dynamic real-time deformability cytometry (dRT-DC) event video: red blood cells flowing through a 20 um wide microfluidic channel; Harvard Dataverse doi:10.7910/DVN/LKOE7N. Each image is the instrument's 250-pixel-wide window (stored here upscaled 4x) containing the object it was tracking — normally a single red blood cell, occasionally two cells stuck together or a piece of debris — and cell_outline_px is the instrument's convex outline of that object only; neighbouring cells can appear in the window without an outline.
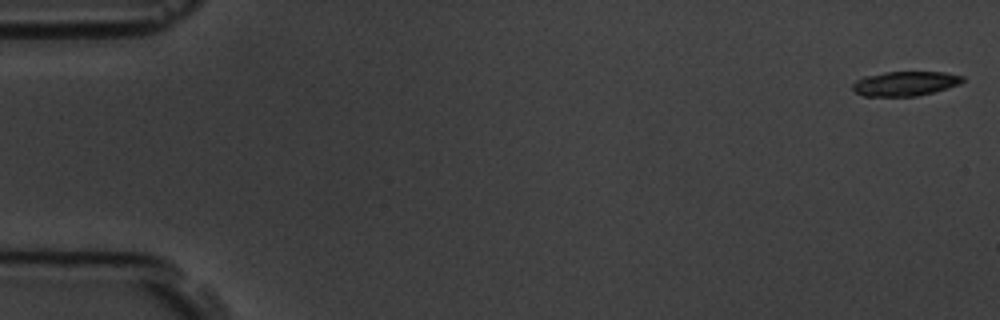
{"species": "common noctule bat (a hibernating species)", "species_latin": "Nyctalus noctula", "temperature_condition": "room temperature", "stored_images_in_passage": 6, "camera_frame_rate_fps": 3000, "um_per_image_px": 0.085, "animal": {"sex": "male", "body_mass_g": 19.5, "forearm_length_mm": 54.6}, "frame": {"image": 1, "passage_image": 1, "time_ms": 0.0, "image_size_px": [1000, 320], "cell_outline_px": [[964, 80], [960, 84], [948, 88], [916, 96], [864, 96], [856, 92], [852, 88], [852, 84], [856, 80], [864, 76], [884, 72], [944, 72], [964, 76]], "centroid_in_image_um": [76.94, 7.1], "position_along_channel_um": 8.1, "area_um2": 15.72}}